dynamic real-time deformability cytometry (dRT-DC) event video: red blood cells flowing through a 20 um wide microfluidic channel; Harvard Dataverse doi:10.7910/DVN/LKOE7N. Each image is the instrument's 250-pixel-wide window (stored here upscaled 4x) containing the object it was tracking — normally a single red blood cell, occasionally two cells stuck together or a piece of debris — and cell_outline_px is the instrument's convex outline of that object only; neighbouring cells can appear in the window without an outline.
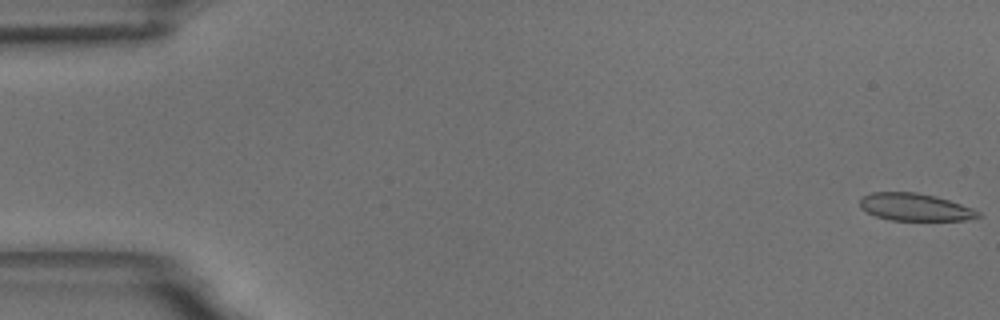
{"species": "common noctule bat (a hibernating species)", "species_latin": "Nyctalus noctula", "temperature_condition": "room temperature", "stored_images_in_passage": 13, "camera_frame_rate_fps": 3000, "um_per_image_px": 0.085, "animal": {"sex": "male", "body_mass_g": 18.8}, "frame": {"image": 1, "passage_image": 1, "time_ms": 0.0, "image_size_px": [1000, 320], "cell_outline_px": [[984, 216], [968, 220], [892, 220], [876, 216], [860, 208], [860, 196], [872, 192], [916, 192], [936, 196], [972, 208], [980, 212]], "centroid_in_image_um": [77.78, 17.6], "position_along_channel_um": 7.2, "area_um2": 18.96}}
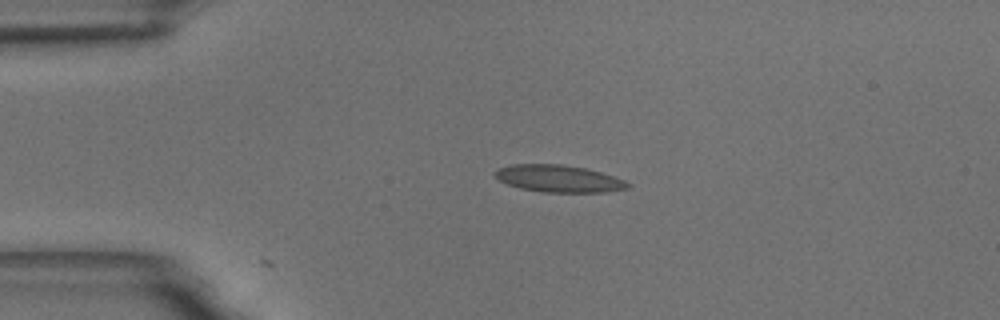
{"frame": {"image": 2, "passage_image": 13, "time_ms": 4.0, "image_size_px": [1000, 320], "cell_outline_px": [[632, 184], [628, 188], [604, 192], [540, 192], [520, 188], [508, 184], [500, 180], [492, 172], [500, 168], [512, 164], [560, 164], [584, 168], [600, 172], [624, 180]], "centroid_in_image_um": [47.48, 15.18], "position_along_channel_um": 37.5, "area_um2": 20.81}}